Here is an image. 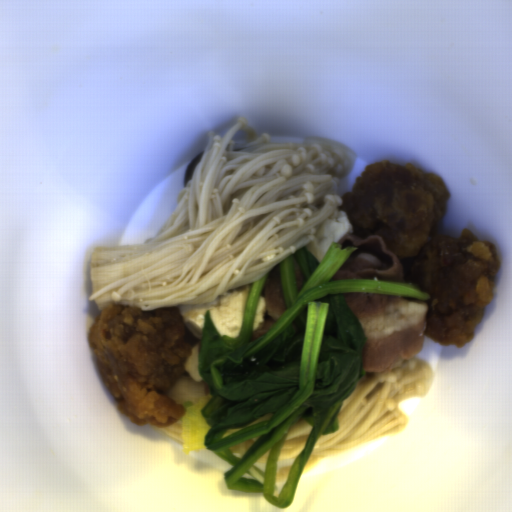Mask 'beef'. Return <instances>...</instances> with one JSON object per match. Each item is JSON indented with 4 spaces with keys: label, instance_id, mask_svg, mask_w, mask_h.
I'll list each match as a JSON object with an SVG mask.
<instances>
[{
    "label": "beef",
    "instance_id": "4",
    "mask_svg": "<svg viewBox=\"0 0 512 512\" xmlns=\"http://www.w3.org/2000/svg\"><path fill=\"white\" fill-rule=\"evenodd\" d=\"M261 296L265 300L266 305L264 320L254 332H251L247 343L267 333L287 311V303L282 287L280 262L269 270L261 289Z\"/></svg>",
    "mask_w": 512,
    "mask_h": 512
},
{
    "label": "beef",
    "instance_id": "3",
    "mask_svg": "<svg viewBox=\"0 0 512 512\" xmlns=\"http://www.w3.org/2000/svg\"><path fill=\"white\" fill-rule=\"evenodd\" d=\"M201 341L196 337L192 344L191 356L183 364L185 374L176 379L167 397L175 403H190L201 394H212V388L207 380L197 373V362L200 354Z\"/></svg>",
    "mask_w": 512,
    "mask_h": 512
},
{
    "label": "beef",
    "instance_id": "5",
    "mask_svg": "<svg viewBox=\"0 0 512 512\" xmlns=\"http://www.w3.org/2000/svg\"><path fill=\"white\" fill-rule=\"evenodd\" d=\"M293 269H294L297 290L299 293L303 287L304 282H305V275L301 269V266H300L297 258H295L294 256H293Z\"/></svg>",
    "mask_w": 512,
    "mask_h": 512
},
{
    "label": "beef",
    "instance_id": "1",
    "mask_svg": "<svg viewBox=\"0 0 512 512\" xmlns=\"http://www.w3.org/2000/svg\"><path fill=\"white\" fill-rule=\"evenodd\" d=\"M365 334L363 368L382 371L398 359L419 357L424 347L428 300L371 293H341Z\"/></svg>",
    "mask_w": 512,
    "mask_h": 512
},
{
    "label": "beef",
    "instance_id": "2",
    "mask_svg": "<svg viewBox=\"0 0 512 512\" xmlns=\"http://www.w3.org/2000/svg\"><path fill=\"white\" fill-rule=\"evenodd\" d=\"M338 245L358 249L349 254L337 273L331 277L332 282L350 279H385L411 283L405 279L407 274L404 273L399 257L387 250L381 235L362 238L354 231L339 240Z\"/></svg>",
    "mask_w": 512,
    "mask_h": 512
}]
</instances>
